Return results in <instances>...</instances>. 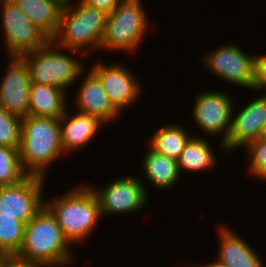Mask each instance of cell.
Instances as JSON below:
<instances>
[{"instance_id": "obj_1", "label": "cell", "mask_w": 266, "mask_h": 267, "mask_svg": "<svg viewBox=\"0 0 266 267\" xmlns=\"http://www.w3.org/2000/svg\"><path fill=\"white\" fill-rule=\"evenodd\" d=\"M70 245L56 218L44 207L25 225L23 242L15 256L42 267H64L73 259Z\"/></svg>"}, {"instance_id": "obj_2", "label": "cell", "mask_w": 266, "mask_h": 267, "mask_svg": "<svg viewBox=\"0 0 266 267\" xmlns=\"http://www.w3.org/2000/svg\"><path fill=\"white\" fill-rule=\"evenodd\" d=\"M45 207L56 218L71 246L88 240L102 217L98 198L87 183L73 187L50 202L45 201Z\"/></svg>"}, {"instance_id": "obj_3", "label": "cell", "mask_w": 266, "mask_h": 267, "mask_svg": "<svg viewBox=\"0 0 266 267\" xmlns=\"http://www.w3.org/2000/svg\"><path fill=\"white\" fill-rule=\"evenodd\" d=\"M18 151L24 170L45 178L48 165L65 153L60 119L31 115L23 118Z\"/></svg>"}, {"instance_id": "obj_4", "label": "cell", "mask_w": 266, "mask_h": 267, "mask_svg": "<svg viewBox=\"0 0 266 267\" xmlns=\"http://www.w3.org/2000/svg\"><path fill=\"white\" fill-rule=\"evenodd\" d=\"M73 5H64L59 30L52 39L61 50L77 54L83 48L100 49L101 39L106 26L108 13L104 10L92 7L82 0ZM88 46V47H87ZM62 47V48H61Z\"/></svg>"}, {"instance_id": "obj_5", "label": "cell", "mask_w": 266, "mask_h": 267, "mask_svg": "<svg viewBox=\"0 0 266 267\" xmlns=\"http://www.w3.org/2000/svg\"><path fill=\"white\" fill-rule=\"evenodd\" d=\"M141 0H123L108 14L100 48L133 52L140 47L148 29Z\"/></svg>"}, {"instance_id": "obj_6", "label": "cell", "mask_w": 266, "mask_h": 267, "mask_svg": "<svg viewBox=\"0 0 266 267\" xmlns=\"http://www.w3.org/2000/svg\"><path fill=\"white\" fill-rule=\"evenodd\" d=\"M59 48L50 40L44 47L21 56L28 64L32 83L51 85L66 91L82 76V72L84 74L83 62L70 57L69 53L59 52Z\"/></svg>"}, {"instance_id": "obj_7", "label": "cell", "mask_w": 266, "mask_h": 267, "mask_svg": "<svg viewBox=\"0 0 266 267\" xmlns=\"http://www.w3.org/2000/svg\"><path fill=\"white\" fill-rule=\"evenodd\" d=\"M0 7L5 49L9 57H21L44 47L50 41L12 0H4Z\"/></svg>"}, {"instance_id": "obj_8", "label": "cell", "mask_w": 266, "mask_h": 267, "mask_svg": "<svg viewBox=\"0 0 266 267\" xmlns=\"http://www.w3.org/2000/svg\"><path fill=\"white\" fill-rule=\"evenodd\" d=\"M44 182V177L29 175L20 183L0 186V215L30 222L45 207Z\"/></svg>"}, {"instance_id": "obj_9", "label": "cell", "mask_w": 266, "mask_h": 267, "mask_svg": "<svg viewBox=\"0 0 266 267\" xmlns=\"http://www.w3.org/2000/svg\"><path fill=\"white\" fill-rule=\"evenodd\" d=\"M208 53L203 54L202 61L209 71L231 84L252 90L256 56L245 54L241 47L232 42Z\"/></svg>"}, {"instance_id": "obj_10", "label": "cell", "mask_w": 266, "mask_h": 267, "mask_svg": "<svg viewBox=\"0 0 266 267\" xmlns=\"http://www.w3.org/2000/svg\"><path fill=\"white\" fill-rule=\"evenodd\" d=\"M223 92H205L195 96L193 118L203 134L222 135L221 149L227 143L232 124L233 99ZM225 130V131H224Z\"/></svg>"}, {"instance_id": "obj_11", "label": "cell", "mask_w": 266, "mask_h": 267, "mask_svg": "<svg viewBox=\"0 0 266 267\" xmlns=\"http://www.w3.org/2000/svg\"><path fill=\"white\" fill-rule=\"evenodd\" d=\"M141 181L134 176H122L101 189L90 186L98 198L102 217L109 214H129L143 209L149 200V194Z\"/></svg>"}, {"instance_id": "obj_12", "label": "cell", "mask_w": 266, "mask_h": 267, "mask_svg": "<svg viewBox=\"0 0 266 267\" xmlns=\"http://www.w3.org/2000/svg\"><path fill=\"white\" fill-rule=\"evenodd\" d=\"M0 82V106L21 119L29 116L31 77L28 64L19 56H11Z\"/></svg>"}, {"instance_id": "obj_13", "label": "cell", "mask_w": 266, "mask_h": 267, "mask_svg": "<svg viewBox=\"0 0 266 267\" xmlns=\"http://www.w3.org/2000/svg\"><path fill=\"white\" fill-rule=\"evenodd\" d=\"M97 62L90 69L101 81L113 107L121 113L125 108L136 100L142 92L141 86L135 75L129 72L127 67L120 63H113L107 66Z\"/></svg>"}, {"instance_id": "obj_14", "label": "cell", "mask_w": 266, "mask_h": 267, "mask_svg": "<svg viewBox=\"0 0 266 267\" xmlns=\"http://www.w3.org/2000/svg\"><path fill=\"white\" fill-rule=\"evenodd\" d=\"M264 94L249 101L237 113L233 110L231 130L223 151L240 149L242 145L244 147L260 137L266 121V93Z\"/></svg>"}, {"instance_id": "obj_15", "label": "cell", "mask_w": 266, "mask_h": 267, "mask_svg": "<svg viewBox=\"0 0 266 267\" xmlns=\"http://www.w3.org/2000/svg\"><path fill=\"white\" fill-rule=\"evenodd\" d=\"M89 71L73 101L76 111L96 117L104 124L114 121L120 113L111 104L99 78Z\"/></svg>"}, {"instance_id": "obj_16", "label": "cell", "mask_w": 266, "mask_h": 267, "mask_svg": "<svg viewBox=\"0 0 266 267\" xmlns=\"http://www.w3.org/2000/svg\"><path fill=\"white\" fill-rule=\"evenodd\" d=\"M104 125L98 118L81 112L69 115L66 109L60 119L61 144L64 152L78 150L90 143Z\"/></svg>"}, {"instance_id": "obj_17", "label": "cell", "mask_w": 266, "mask_h": 267, "mask_svg": "<svg viewBox=\"0 0 266 267\" xmlns=\"http://www.w3.org/2000/svg\"><path fill=\"white\" fill-rule=\"evenodd\" d=\"M218 260L230 267H264L259 254L229 227H219Z\"/></svg>"}, {"instance_id": "obj_18", "label": "cell", "mask_w": 266, "mask_h": 267, "mask_svg": "<svg viewBox=\"0 0 266 267\" xmlns=\"http://www.w3.org/2000/svg\"><path fill=\"white\" fill-rule=\"evenodd\" d=\"M52 40L59 30L64 3L60 0H12Z\"/></svg>"}, {"instance_id": "obj_19", "label": "cell", "mask_w": 266, "mask_h": 267, "mask_svg": "<svg viewBox=\"0 0 266 267\" xmlns=\"http://www.w3.org/2000/svg\"><path fill=\"white\" fill-rule=\"evenodd\" d=\"M64 93L51 85L31 83L29 115L61 119L68 109Z\"/></svg>"}, {"instance_id": "obj_20", "label": "cell", "mask_w": 266, "mask_h": 267, "mask_svg": "<svg viewBox=\"0 0 266 267\" xmlns=\"http://www.w3.org/2000/svg\"><path fill=\"white\" fill-rule=\"evenodd\" d=\"M148 148L149 150L146 151L142 159L143 170L147 179L160 190L173 188L181 178L177 160Z\"/></svg>"}, {"instance_id": "obj_21", "label": "cell", "mask_w": 266, "mask_h": 267, "mask_svg": "<svg viewBox=\"0 0 266 267\" xmlns=\"http://www.w3.org/2000/svg\"><path fill=\"white\" fill-rule=\"evenodd\" d=\"M209 144L205 138L192 136L177 159L179 174L184 170L195 173L214 168L217 160Z\"/></svg>"}, {"instance_id": "obj_22", "label": "cell", "mask_w": 266, "mask_h": 267, "mask_svg": "<svg viewBox=\"0 0 266 267\" xmlns=\"http://www.w3.org/2000/svg\"><path fill=\"white\" fill-rule=\"evenodd\" d=\"M149 138V147L157 153L177 160L192 137L180 125H165L159 127ZM190 136V137H189Z\"/></svg>"}, {"instance_id": "obj_23", "label": "cell", "mask_w": 266, "mask_h": 267, "mask_svg": "<svg viewBox=\"0 0 266 267\" xmlns=\"http://www.w3.org/2000/svg\"><path fill=\"white\" fill-rule=\"evenodd\" d=\"M25 223L14 216L0 215V254L16 255L22 245Z\"/></svg>"}, {"instance_id": "obj_24", "label": "cell", "mask_w": 266, "mask_h": 267, "mask_svg": "<svg viewBox=\"0 0 266 267\" xmlns=\"http://www.w3.org/2000/svg\"><path fill=\"white\" fill-rule=\"evenodd\" d=\"M28 176L22 166L18 149L0 145V186L20 183Z\"/></svg>"}, {"instance_id": "obj_25", "label": "cell", "mask_w": 266, "mask_h": 267, "mask_svg": "<svg viewBox=\"0 0 266 267\" xmlns=\"http://www.w3.org/2000/svg\"><path fill=\"white\" fill-rule=\"evenodd\" d=\"M22 119L0 106V145L19 149Z\"/></svg>"}, {"instance_id": "obj_26", "label": "cell", "mask_w": 266, "mask_h": 267, "mask_svg": "<svg viewBox=\"0 0 266 267\" xmlns=\"http://www.w3.org/2000/svg\"><path fill=\"white\" fill-rule=\"evenodd\" d=\"M248 150L249 168L248 173L256 178L266 180V139L258 138L245 146Z\"/></svg>"}, {"instance_id": "obj_27", "label": "cell", "mask_w": 266, "mask_h": 267, "mask_svg": "<svg viewBox=\"0 0 266 267\" xmlns=\"http://www.w3.org/2000/svg\"><path fill=\"white\" fill-rule=\"evenodd\" d=\"M252 90H266V56H256L254 62V82Z\"/></svg>"}, {"instance_id": "obj_28", "label": "cell", "mask_w": 266, "mask_h": 267, "mask_svg": "<svg viewBox=\"0 0 266 267\" xmlns=\"http://www.w3.org/2000/svg\"><path fill=\"white\" fill-rule=\"evenodd\" d=\"M89 6L111 13L123 0H82Z\"/></svg>"}, {"instance_id": "obj_29", "label": "cell", "mask_w": 266, "mask_h": 267, "mask_svg": "<svg viewBox=\"0 0 266 267\" xmlns=\"http://www.w3.org/2000/svg\"><path fill=\"white\" fill-rule=\"evenodd\" d=\"M5 267H42V266L34 262L20 259L15 255L12 256L9 255L6 258Z\"/></svg>"}, {"instance_id": "obj_30", "label": "cell", "mask_w": 266, "mask_h": 267, "mask_svg": "<svg viewBox=\"0 0 266 267\" xmlns=\"http://www.w3.org/2000/svg\"><path fill=\"white\" fill-rule=\"evenodd\" d=\"M217 261L214 260V262H210L209 264L207 265H204V266H200V267H230L228 265H226L225 263L219 261L218 259H216Z\"/></svg>"}, {"instance_id": "obj_31", "label": "cell", "mask_w": 266, "mask_h": 267, "mask_svg": "<svg viewBox=\"0 0 266 267\" xmlns=\"http://www.w3.org/2000/svg\"><path fill=\"white\" fill-rule=\"evenodd\" d=\"M8 256V254H0V267H5L6 258Z\"/></svg>"}, {"instance_id": "obj_32", "label": "cell", "mask_w": 266, "mask_h": 267, "mask_svg": "<svg viewBox=\"0 0 266 267\" xmlns=\"http://www.w3.org/2000/svg\"><path fill=\"white\" fill-rule=\"evenodd\" d=\"M259 138H261V139H266V121H265L263 130H262L261 135H260Z\"/></svg>"}, {"instance_id": "obj_33", "label": "cell", "mask_w": 266, "mask_h": 267, "mask_svg": "<svg viewBox=\"0 0 266 267\" xmlns=\"http://www.w3.org/2000/svg\"><path fill=\"white\" fill-rule=\"evenodd\" d=\"M61 2H63L64 4L70 3V0H60Z\"/></svg>"}]
</instances>
